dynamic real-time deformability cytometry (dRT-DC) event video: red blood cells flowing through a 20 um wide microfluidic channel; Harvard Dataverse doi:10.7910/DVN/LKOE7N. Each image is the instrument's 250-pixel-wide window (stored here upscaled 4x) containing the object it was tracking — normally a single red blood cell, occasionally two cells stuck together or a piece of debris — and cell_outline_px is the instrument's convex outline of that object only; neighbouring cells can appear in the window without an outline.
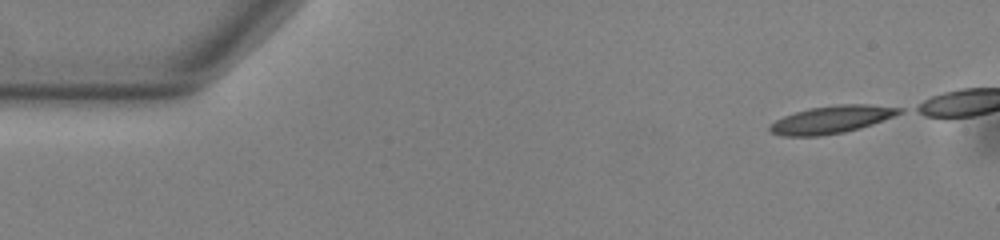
{"species": "common noctule bat (a hibernating species)", "species_latin": "Nyctalus noctula", "temperature_condition": "warm", "stored_images_in_passage": 36, "camera_frame_rate_fps": 3000, "um_per_image_px": 0.085, "animal": {"sex": "male", "body_mass_g": 13.0, "forearm_length_mm": 53.1}, "frame": {"image": 1, "passage_image": 1, "time_ms": 0.0, "image_size_px": [1000, 240], "cell_outline_px": [[904, 112], [872, 124], [860, 128], [844, 132], [820, 136], [780, 136], [772, 132], [768, 128], [776, 120], [784, 116], [808, 108], [840, 104], [868, 104], [904, 108]], "centroid_in_image_um": [70.71, 10.16], "position_along_channel_um": 14.3, "area_um2": 20.75}}
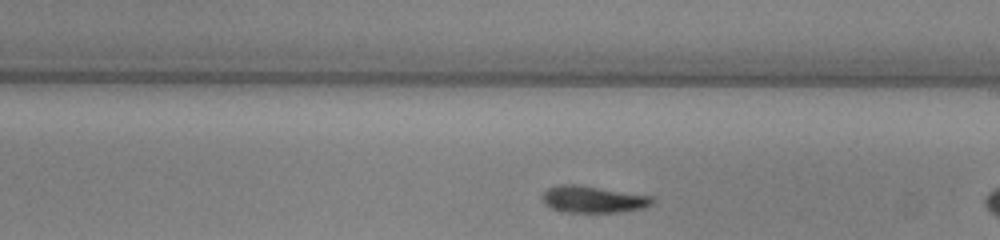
{"frame": {"image": 2, "passage_image": 24, "time_ms": 7.667, "image_size_px": [1000, 240], "cell_outline_px": [[656, 200], [652, 204], [644, 208], [620, 212], [560, 212], [544, 204], [540, 196], [548, 188], [556, 184], [576, 184], [652, 196]], "centroid_in_image_um": [50.38, 16.94], "position_along_channel_um": 238.6, "area_um2": 17.4}}
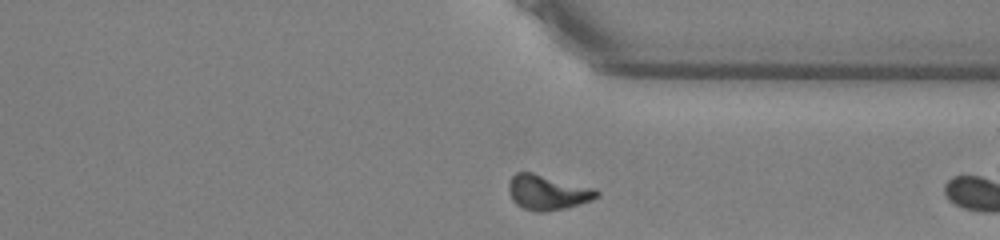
{"frame": {"image": 3, "passage_image": 34, "time_ms": 11.0, "image_size_px": [1000, 240], "cell_outline_px": [[600, 196], [592, 200], [564, 208], [544, 212], [536, 212], [524, 208], [516, 204], [512, 200], [508, 192], [508, 184], [512, 176], [516, 172], [532, 172], [596, 188], [600, 192]], "centroid_in_image_um": [46.54, 16.34], "position_along_channel_um": 364.9, "area_um2": 18.09}}